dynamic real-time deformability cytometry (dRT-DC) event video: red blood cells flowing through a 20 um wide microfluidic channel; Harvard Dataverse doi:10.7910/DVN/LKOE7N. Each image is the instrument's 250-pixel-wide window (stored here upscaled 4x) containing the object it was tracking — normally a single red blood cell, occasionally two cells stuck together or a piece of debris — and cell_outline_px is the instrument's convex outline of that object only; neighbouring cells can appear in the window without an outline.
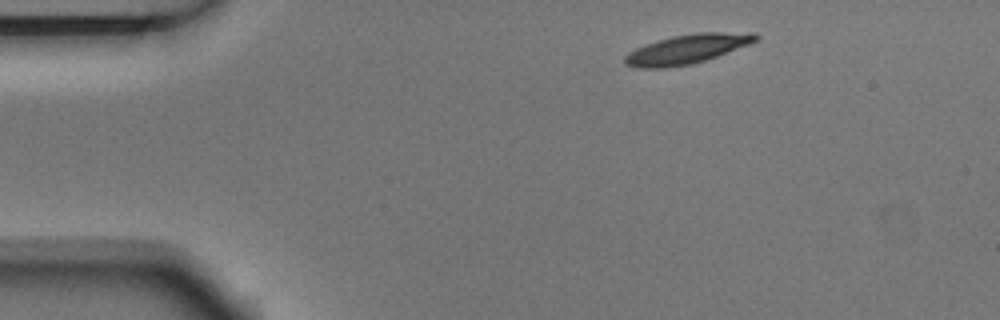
{"species": "Egyptian fruit bat (a non-hibernating species)", "species_latin": "Rousettus aegyptiacus", "temperature_condition": "room temperature", "stored_images_in_passage": 3, "camera_frame_rate_fps": 3000, "um_per_image_px": 0.085, "animal": {"sex": "male"}, "frame": {"image": 1, "passage_image": 1, "time_ms": 0.0, "image_size_px": [1000, 320], "cell_outline_px": [[760, 36], [756, 40], [748, 44], [716, 56], [692, 64], [664, 68], [636, 68], [624, 64], [624, 56], [628, 52], [636, 48], [656, 40], [672, 36], [700, 32], [756, 32]], "centroid_in_image_um": [58.37, 4.16], "position_along_channel_um": 26.6, "area_um2": 22.31}}